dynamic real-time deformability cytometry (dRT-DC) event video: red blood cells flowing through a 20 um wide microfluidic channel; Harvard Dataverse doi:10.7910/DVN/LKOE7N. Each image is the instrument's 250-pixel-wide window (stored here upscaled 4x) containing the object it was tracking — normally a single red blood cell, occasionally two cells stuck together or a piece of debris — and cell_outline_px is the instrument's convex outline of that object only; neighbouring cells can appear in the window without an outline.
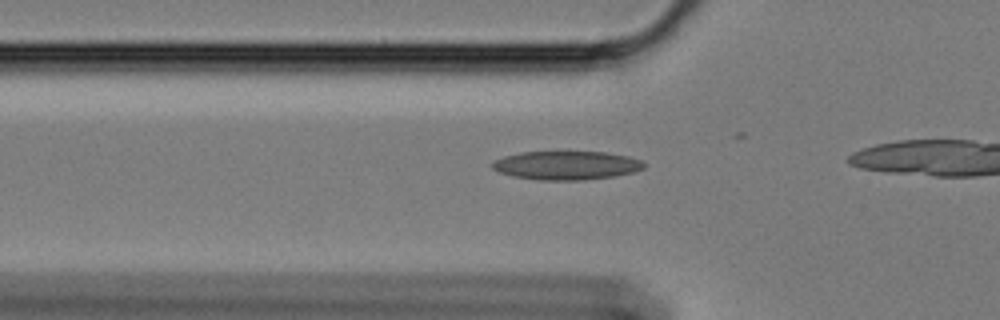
{"species": "Egyptian fruit bat (a non-hibernating species)", "species_latin": "Rousettus aegyptiacus", "temperature_condition": "cold", "stored_images_in_passage": 12, "camera_frame_rate_fps": 3000, "um_per_image_px": 0.085, "animal": {"sex": "female"}, "frame": {"image": 1, "passage_image": 6, "time_ms": 1.667, "image_size_px": [1000, 320], "cell_outline_px": [[644, 168], [632, 172], [612, 176], [580, 180], [540, 180], [512, 176], [500, 172], [492, 168], [492, 164], [496, 160], [504, 156], [520, 152], [604, 152], [628, 156], [640, 160], [644, 164]], "centroid_in_image_um": [48.12, 14.05], "position_along_channel_um": 77.7, "area_um2": 25.03}}
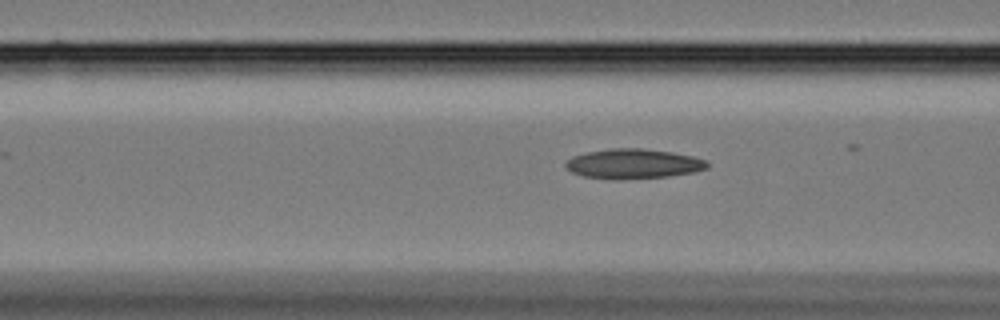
{"frame": {"image": 2, "passage_image": 9, "time_ms": 2.667, "image_size_px": [1000, 320], "cell_outline_px": [[708, 168], [692, 172], [668, 176], [620, 180], [612, 180], [584, 176], [572, 172], [564, 164], [572, 156], [588, 152], [612, 148], [644, 148], [672, 152], [692, 156], [704, 160], [708, 164]], "centroid_in_image_um": [53.81, 13.92], "position_along_channel_um": 112.8, "area_um2": 24.51}}